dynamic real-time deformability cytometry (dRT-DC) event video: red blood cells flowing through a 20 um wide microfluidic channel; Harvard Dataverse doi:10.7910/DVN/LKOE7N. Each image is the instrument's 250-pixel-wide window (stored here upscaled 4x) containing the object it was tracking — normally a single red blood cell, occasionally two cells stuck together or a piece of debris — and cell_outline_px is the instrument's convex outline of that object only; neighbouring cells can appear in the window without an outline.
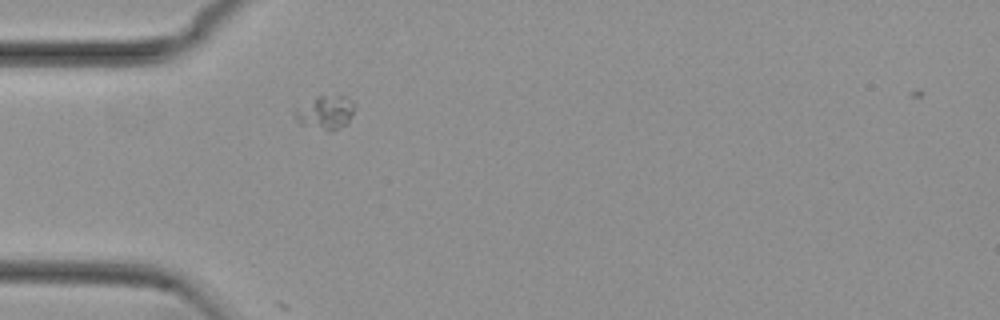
{"species": "common noctule bat (a hibernating species)", "species_latin": "Nyctalus noctula", "temperature_condition": "cold", "stored_images_in_passage": 6, "camera_frame_rate_fps": 3000, "um_per_image_px": 0.085, "animal": {"sex": "female", "body_mass_g": 29.2, "forearm_length_mm": 56.3}, "frame": {"image": 1, "passage_image": 2, "time_ms": 0.333, "image_size_px": [1000, 320], "cell_outline_px": [[356, 108], [348, 124], [332, 132], [328, 132], [300, 124], [296, 120], [296, 112], [316, 96], [344, 96], [352, 100], [356, 104]], "centroid_in_image_um": [27.77, 9.6], "position_along_channel_um": 57.2, "area_um2": 11.68}}
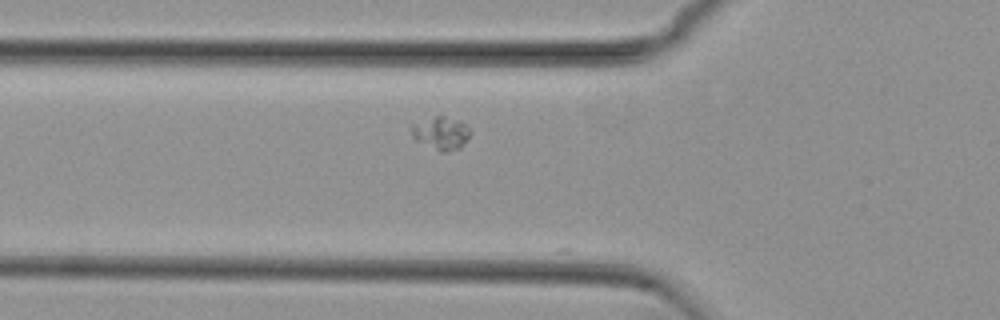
{"frame": {"image": 2, "passage_image": 5, "time_ms": 1.333, "image_size_px": [1000, 320], "cell_outline_px": [[472, 132], [468, 140], [460, 148], [444, 152], [440, 152], [416, 140], [412, 136], [408, 128], [412, 124], [436, 116], [444, 116], [460, 120], [472, 128]], "centroid_in_image_um": [37.52, 11.31], "position_along_channel_um": 88.3, "area_um2": 11.56}}